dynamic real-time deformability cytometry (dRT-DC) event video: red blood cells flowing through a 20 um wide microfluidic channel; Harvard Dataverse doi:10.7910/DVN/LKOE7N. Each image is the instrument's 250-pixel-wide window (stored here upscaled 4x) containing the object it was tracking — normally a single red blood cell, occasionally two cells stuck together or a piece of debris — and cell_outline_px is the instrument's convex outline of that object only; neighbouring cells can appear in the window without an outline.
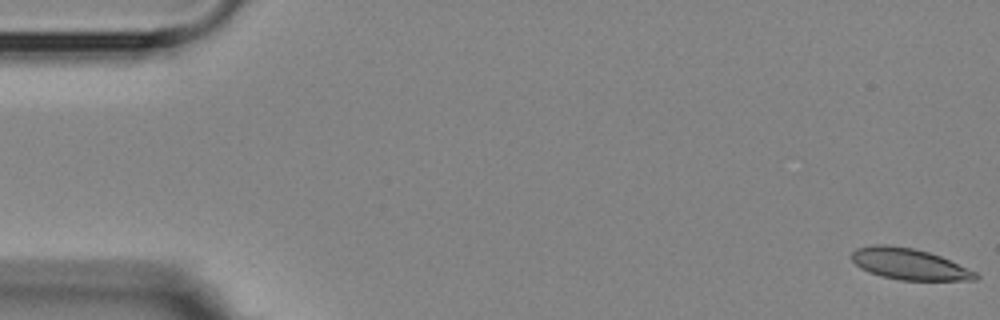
{"species": "Egyptian fruit bat (a non-hibernating species)", "species_latin": "Rousettus aegyptiacus", "temperature_condition": "room temperature", "stored_images_in_passage": 5, "camera_frame_rate_fps": 3000, "um_per_image_px": 0.085, "animal": {"sex": "female"}, "frame": {"image": 1, "passage_image": 5, "time_ms": 6.0, "image_size_px": [1000, 320], "cell_outline_px": [[980, 276], [976, 280], [900, 280], [868, 272], [860, 268], [852, 260], [852, 252], [856, 248], [872, 244], [884, 244], [912, 248], [928, 252], [940, 256], [976, 272]], "centroid_in_image_um": [77.26, 22.44], "position_along_channel_um": 7.7, "area_um2": 22.37}}